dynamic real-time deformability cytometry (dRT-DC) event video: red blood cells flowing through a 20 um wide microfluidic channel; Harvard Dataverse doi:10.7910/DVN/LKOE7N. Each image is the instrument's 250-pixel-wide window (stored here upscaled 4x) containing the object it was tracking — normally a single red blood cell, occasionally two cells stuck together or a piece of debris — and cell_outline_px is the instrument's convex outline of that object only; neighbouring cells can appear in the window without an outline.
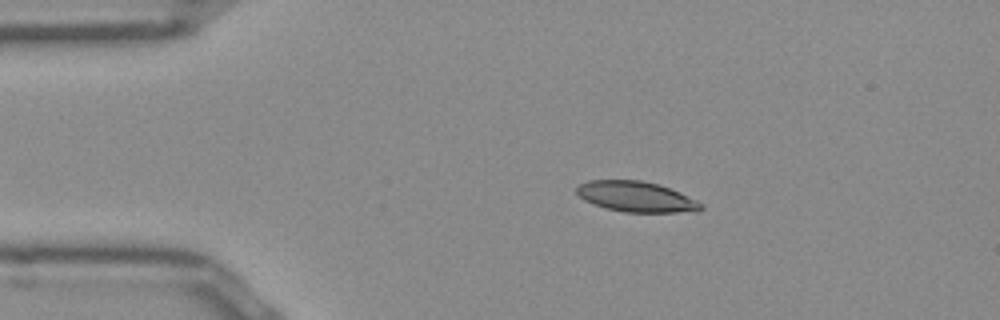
{"species": "Egyptian fruit bat (a non-hibernating species)", "species_latin": "Rousettus aegyptiacus", "temperature_condition": "room temperature", "stored_images_in_passage": 43, "camera_frame_rate_fps": 3000, "um_per_image_px": 0.085, "frame": {"image": 1, "passage_image": 1, "time_ms": 0.0, "image_size_px": [1000, 320], "cell_outline_px": [[704, 208], [676, 212], [624, 212], [592, 204], [584, 200], [576, 192], [576, 188], [580, 184], [588, 180], [640, 180], [656, 184], [668, 188], [696, 200], [704, 204]], "centroid_in_image_um": [54.01, 16.71], "position_along_channel_um": 31.0, "area_um2": 21.62}}
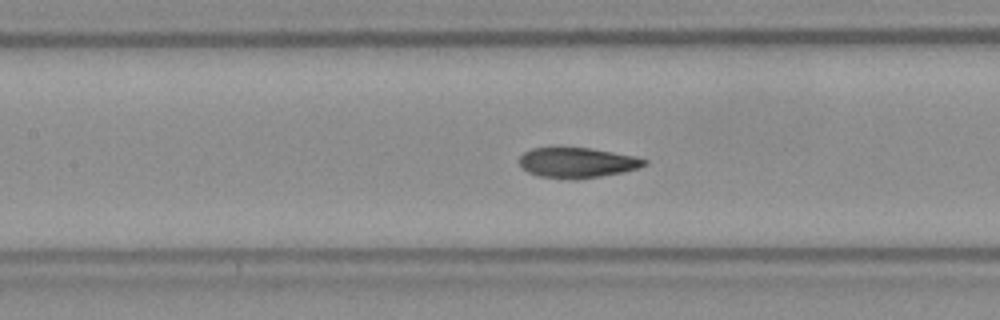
{"frame": {"image": 2, "passage_image": 14, "time_ms": 4.333, "image_size_px": [1000, 320], "cell_outline_px": [[648, 164], [636, 168], [620, 172], [600, 176], [576, 180], [540, 176], [528, 172], [520, 164], [520, 156], [524, 152], [532, 148], [592, 148], [632, 156], [648, 160]], "centroid_in_image_um": [49.05, 13.83], "position_along_channel_um": 158.4, "area_um2": 21.68}}
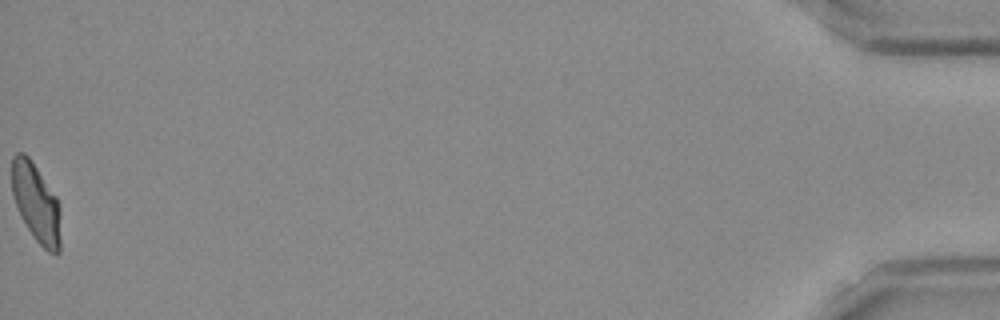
{"frame": {"image": 3, "passage_image": 43, "time_ms": 14.0, "image_size_px": [1000, 320], "cell_outline_px": [[60, 252], [48, 252], [32, 236], [20, 216], [12, 196], [12, 156], [16, 152], [24, 152], [28, 156], [56, 196], [60, 204]], "centroid_in_image_um": [3.06, 17.24], "position_along_channel_um": 432.1, "area_um2": 22.48}, "authors_computed_cell_mechanics": {"area_um2": 22.4842, "velocity_mm_per_s": 3.933, "shape_relaxation_time_tau1_ms": 8.8756, "shape_relaxation_time_tau2_ms": 1.6431, "deformation_change_tau1": 0.2045, "deformation_change_tau2": 0.0752}}